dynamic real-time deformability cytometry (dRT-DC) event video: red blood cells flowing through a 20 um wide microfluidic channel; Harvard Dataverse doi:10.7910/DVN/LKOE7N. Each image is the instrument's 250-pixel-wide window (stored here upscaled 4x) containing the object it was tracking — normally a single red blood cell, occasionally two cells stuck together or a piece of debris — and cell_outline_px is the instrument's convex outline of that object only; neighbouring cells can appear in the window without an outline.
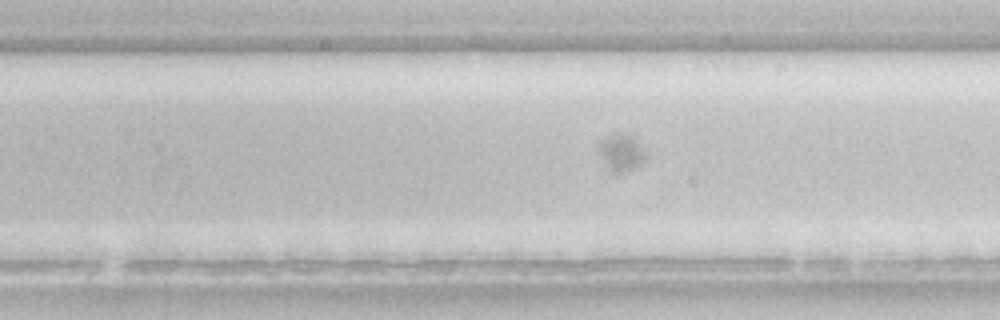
{"species": "common noctule bat (a hibernating species)", "species_latin": "Nyctalus noctula", "temperature_condition": "room temperature", "stored_images_in_passage": 56, "camera_frame_rate_fps": 3000, "um_per_image_px": 0.085, "animal": {"sex": "female", "body_mass_g": 22.7, "forearm_length_mm": 54.2}, "frame": {"image": 1, "passage_image": 40, "time_ms": 13.0, "image_size_px": [1000, 320], "cell_outline_px": [[648, 156], [640, 164], [624, 172], [608, 172], [596, 152], [596, 144], [600, 140], [616, 132], [620, 132], [632, 136], [644, 148]], "centroid_in_image_um": [52.73, 12.96], "position_along_channel_um": 277.1, "area_um2": 10.64}}